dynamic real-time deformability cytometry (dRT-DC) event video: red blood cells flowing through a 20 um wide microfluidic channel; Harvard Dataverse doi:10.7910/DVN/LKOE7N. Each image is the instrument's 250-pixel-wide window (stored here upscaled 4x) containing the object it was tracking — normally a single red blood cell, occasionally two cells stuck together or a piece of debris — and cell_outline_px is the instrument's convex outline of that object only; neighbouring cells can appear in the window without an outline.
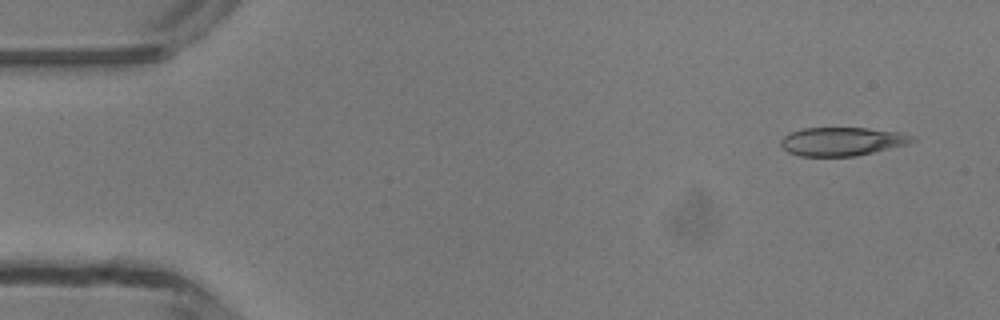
{"species": "common noctule bat (a hibernating species)", "species_latin": "Nyctalus noctula", "temperature_condition": "room temperature", "stored_images_in_passage": 3, "camera_frame_rate_fps": 3000, "um_per_image_px": 0.085, "animal": {"sex": "male", "body_mass_g": 13.3}, "frame": {"image": 1, "passage_image": 1, "time_ms": 0.0, "image_size_px": [1000, 320], "cell_outline_px": [[916, 140], [908, 144], [856, 156], [800, 156], [788, 152], [780, 144], [780, 140], [788, 132], [804, 128], [868, 128], [900, 132], [912, 136]], "centroid_in_image_um": [71.56, 12.02], "position_along_channel_um": 13.4, "area_um2": 21.85}}
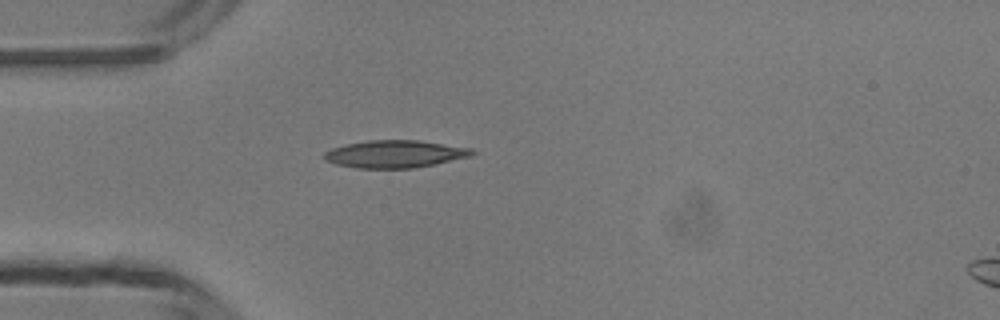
{"frame": {"image": 2, "passage_image": 3, "time_ms": 3.333, "image_size_px": [1000, 320], "cell_outline_px": [[476, 152], [472, 156], [412, 168], [356, 168], [336, 164], [324, 160], [324, 152], [332, 148], [348, 144], [368, 140], [420, 140], [472, 148]], "centroid_in_image_um": [33.57, 13.08], "position_along_channel_um": 51.4, "area_um2": 23.58}}